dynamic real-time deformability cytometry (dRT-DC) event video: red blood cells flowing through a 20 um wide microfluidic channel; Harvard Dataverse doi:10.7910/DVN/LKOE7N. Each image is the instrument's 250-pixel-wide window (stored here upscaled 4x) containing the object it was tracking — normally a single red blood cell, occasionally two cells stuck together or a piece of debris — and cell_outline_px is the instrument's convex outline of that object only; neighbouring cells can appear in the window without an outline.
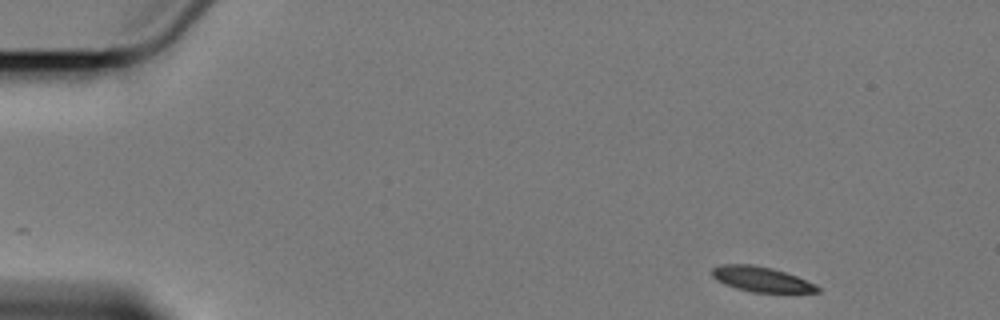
{"species": "Egyptian fruit bat (a non-hibernating species)", "species_latin": "Rousettus aegyptiacus", "temperature_condition": "cold", "stored_images_in_passage": 3, "camera_frame_rate_fps": 3000, "um_per_image_px": 0.085, "animal": {"sex": "female"}, "frame": {"image": 1, "passage_image": 1, "time_ms": 0.0, "image_size_px": [1000, 320], "cell_outline_px": [[820, 292], [752, 292], [736, 288], [724, 284], [716, 280], [712, 276], [712, 268], [720, 264], [752, 264], [772, 268], [796, 276], [816, 284], [820, 288]], "centroid_in_image_um": [64.69, 23.73], "position_along_channel_um": 20.3, "area_um2": 15.37}}